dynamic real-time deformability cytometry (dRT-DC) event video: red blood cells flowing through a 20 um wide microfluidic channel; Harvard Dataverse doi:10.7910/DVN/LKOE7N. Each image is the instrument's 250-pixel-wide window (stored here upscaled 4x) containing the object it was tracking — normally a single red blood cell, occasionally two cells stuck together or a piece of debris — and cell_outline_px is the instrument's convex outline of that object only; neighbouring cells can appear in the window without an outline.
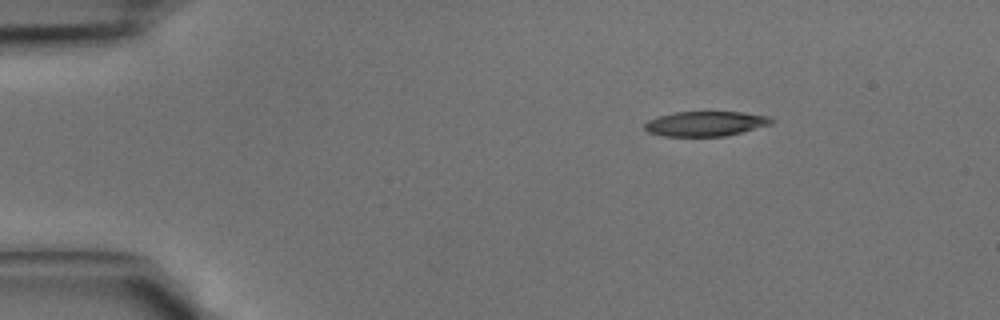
{"species": "common noctule bat (a hibernating species)", "species_latin": "Nyctalus noctula", "temperature_condition": "cold", "stored_images_in_passage": 36, "camera_frame_rate_fps": 3000, "um_per_image_px": 0.085, "animal": {"sex": "male", "body_mass_g": 15.6}, "frame": {"image": 1, "passage_image": 1, "time_ms": 0.0, "image_size_px": [1000, 320], "cell_outline_px": [[776, 120], [772, 124], [724, 136], [664, 136], [648, 132], [644, 128], [644, 124], [648, 120], [660, 116], [676, 112], [740, 112], [772, 116]], "centroid_in_image_um": [60.01, 10.51], "position_along_channel_um": 25.0, "area_um2": 18.32}}
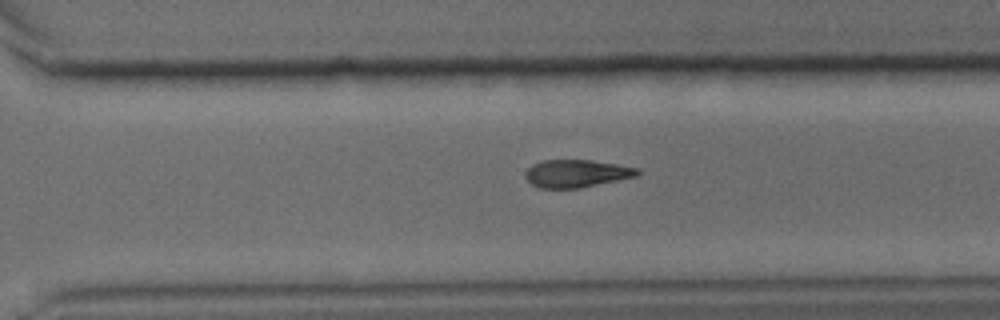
{"frame": {"image": 2, "passage_image": 24, "time_ms": 7.667, "image_size_px": [1000, 320], "cell_outline_px": [[640, 172], [636, 176], [576, 188], [540, 188], [532, 184], [524, 176], [524, 172], [532, 164], [540, 160], [592, 160], [640, 168]], "centroid_in_image_um": [48.96, 14.73], "position_along_channel_um": 321.6, "area_um2": 17.92}}
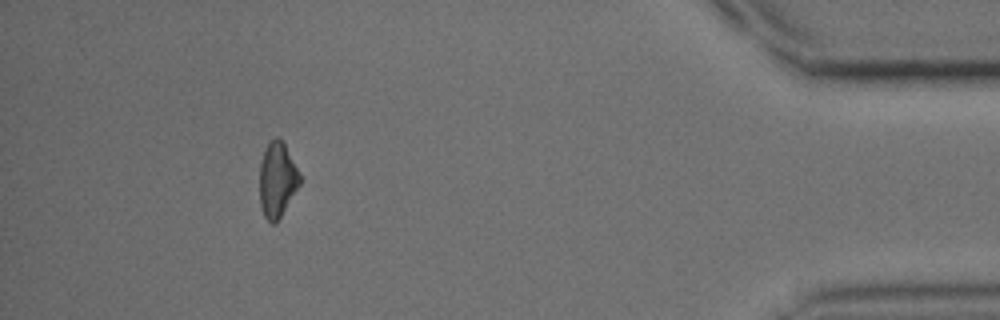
{"frame": {"image": 3, "passage_image": 33, "time_ms": 10.667, "image_size_px": [1000, 320], "cell_outline_px": [[300, 184], [276, 224], [272, 224], [264, 216], [260, 204], [260, 164], [268, 140], [276, 136], [284, 144], [300, 176]], "centroid_in_image_um": [23.54, 15.3], "position_along_channel_um": 411.7, "area_um2": 17.28}}